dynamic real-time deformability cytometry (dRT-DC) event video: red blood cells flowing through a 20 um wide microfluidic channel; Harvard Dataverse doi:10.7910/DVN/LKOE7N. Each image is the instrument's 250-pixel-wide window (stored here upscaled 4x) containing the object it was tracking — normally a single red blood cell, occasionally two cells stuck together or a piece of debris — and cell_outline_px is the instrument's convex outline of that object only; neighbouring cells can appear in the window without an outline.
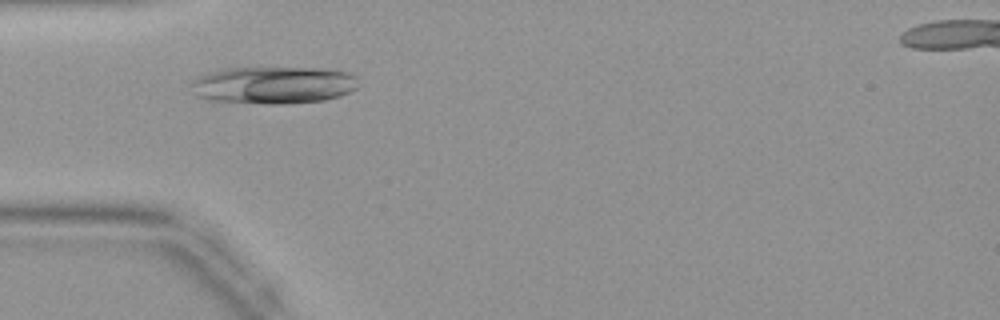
{"species": "common noctule bat (a hibernating species)", "species_latin": "Nyctalus noctula", "temperature_condition": "warm", "stored_images_in_passage": 33, "camera_frame_rate_fps": 3000, "um_per_image_px": 0.085, "animal": {"sex": "female", "body_mass_g": 19.9}, "frame": {"image": 1, "passage_image": 3, "time_ms": 0.667, "image_size_px": [1000, 320], "cell_outline_px": [[356, 88], [340, 96], [324, 100], [288, 104], [268, 104], [212, 100], [196, 96], [192, 84], [192, 80], [208, 72], [228, 68], [320, 68], [348, 72], [356, 76]], "centroid_in_image_um": [23.26, 7.23], "position_along_channel_um": 61.7, "area_um2": 36.18}}
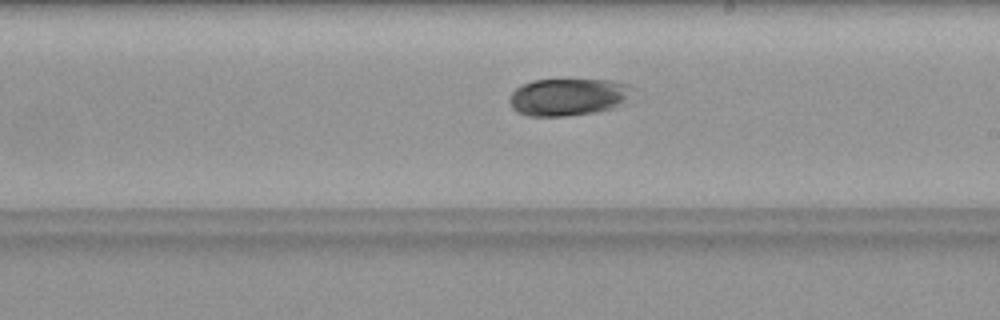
{"frame": {"image": 2, "passage_image": 15, "time_ms": 4.667, "image_size_px": [1000, 320], "cell_outline_px": [[636, 88], [616, 108], [596, 112], [568, 116], [528, 116], [516, 112], [512, 108], [508, 100], [508, 96], [520, 84], [532, 80], [612, 80], [628, 84]], "centroid_in_image_um": [48.26, 8.24], "position_along_channel_um": 240.7, "area_um2": 27.11}}
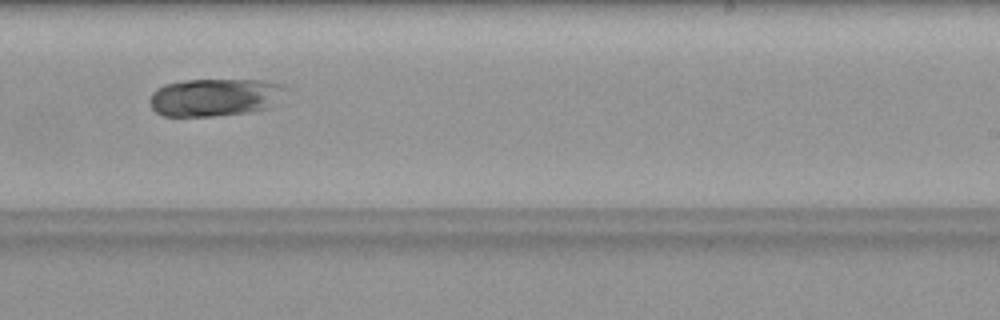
{"frame": {"image": 3, "passage_image": 17, "time_ms": 5.333, "image_size_px": [1000, 320], "cell_outline_px": [[284, 88], [268, 108], [248, 112], [216, 116], [164, 116], [156, 112], [152, 108], [148, 100], [152, 92], [156, 88], [164, 84], [184, 80], [264, 80], [280, 84]], "centroid_in_image_um": [18.13, 8.27], "position_along_channel_um": 270.9, "area_um2": 29.54}}